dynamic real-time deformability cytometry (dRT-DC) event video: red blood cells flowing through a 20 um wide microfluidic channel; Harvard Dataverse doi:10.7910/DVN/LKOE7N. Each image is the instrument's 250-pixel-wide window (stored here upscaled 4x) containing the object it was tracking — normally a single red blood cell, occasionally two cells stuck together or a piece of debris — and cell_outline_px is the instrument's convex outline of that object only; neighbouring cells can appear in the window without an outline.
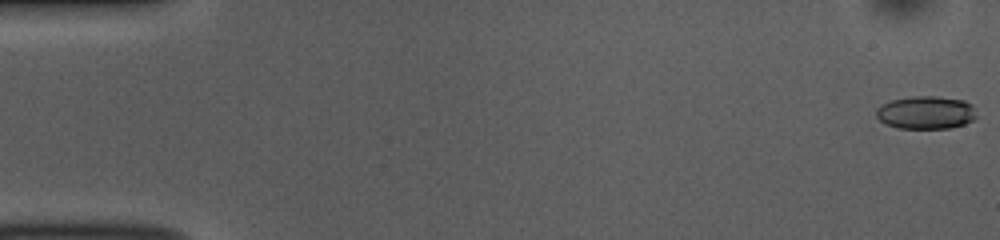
{"species": "common noctule bat (a hibernating species)", "species_latin": "Nyctalus noctula", "temperature_condition": "room temperature", "stored_images_in_passage": 54, "camera_frame_rate_fps": 3000, "um_per_image_px": 0.085, "animal": {"sex": "female", "body_mass_g": 10.0, "forearm_length_mm": 53.1}, "frame": {"image": 1, "passage_image": 1, "time_ms": 0.0, "image_size_px": [1000, 240], "cell_outline_px": [[976, 116], [972, 120], [964, 124], [952, 128], [896, 128], [884, 124], [876, 116], [876, 108], [880, 104], [892, 100], [912, 96], [936, 96], [964, 100], [972, 104]], "centroid_in_image_um": [78.67, 9.56], "position_along_channel_um": 6.3, "area_um2": 19.42}}
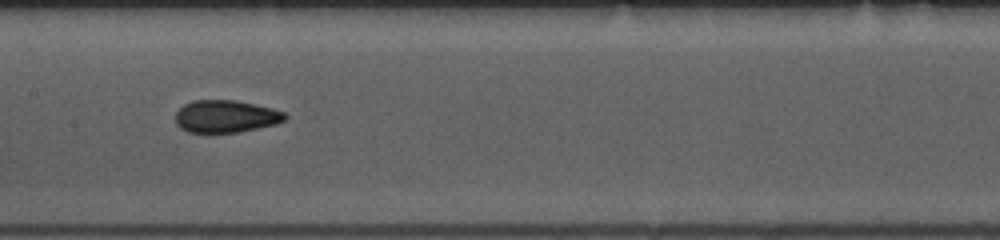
{"frame": {"image": 2, "passage_image": 27, "time_ms": 8.667, "image_size_px": [1000, 240], "cell_outline_px": [[288, 116], [284, 120], [276, 124], [240, 132], [212, 136], [208, 136], [188, 132], [180, 128], [176, 124], [176, 112], [184, 104], [192, 100], [236, 100], [256, 104], [272, 108], [284, 112]], "centroid_in_image_um": [19.15, 9.94], "position_along_channel_um": 188.2, "area_um2": 21.56}}
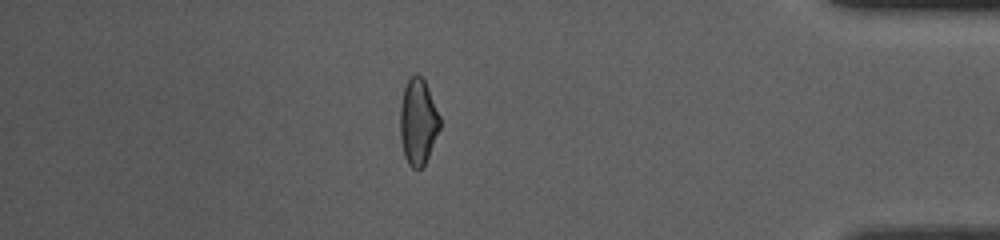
{"frame": {"image": 3, "passage_image": 47, "time_ms": 15.333, "image_size_px": [1000, 240], "cell_outline_px": [[440, 128], [424, 168], [412, 168], [408, 164], [404, 156], [400, 140], [400, 104], [404, 88], [408, 80], [416, 72], [424, 80], [428, 88], [440, 116]], "centroid_in_image_um": [35.53, 10.38], "position_along_channel_um": 399.7, "area_um2": 20.11}, "authors_computed_cell_mechanics": {"area_um2": 20.6057, "velocity_mm_per_s": 3.7315, "shape_relaxation_time_tau1_ms": 4.6808, "shape_relaxation_time_tau2_ms": 1.6825, "deformation_change_tau1": 0.1392, "deformation_change_tau2": 0.0786}}